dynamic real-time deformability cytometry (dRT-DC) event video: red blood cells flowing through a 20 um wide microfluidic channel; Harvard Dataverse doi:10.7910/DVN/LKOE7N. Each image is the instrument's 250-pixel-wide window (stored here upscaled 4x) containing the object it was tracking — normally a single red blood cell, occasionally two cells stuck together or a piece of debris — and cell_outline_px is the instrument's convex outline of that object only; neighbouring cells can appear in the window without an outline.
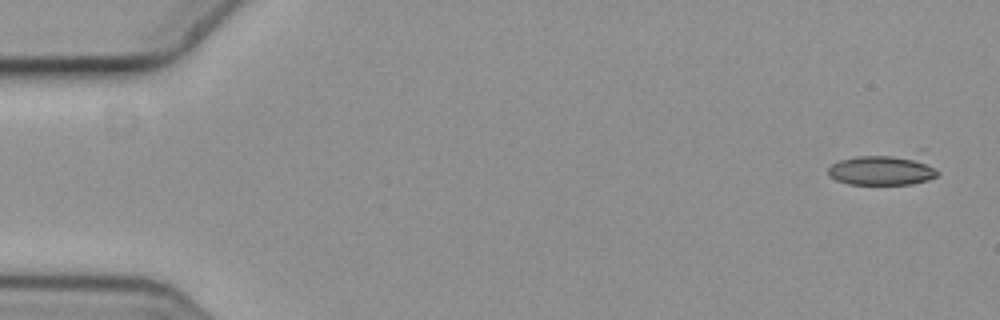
{"species": "common noctule bat (a hibernating species)", "species_latin": "Nyctalus noctula", "temperature_condition": "cold", "stored_images_in_passage": 2, "camera_frame_rate_fps": 3000, "um_per_image_px": 0.085, "animal": {"sex": "female", "body_mass_g": 19.3, "forearm_length_mm": 54.1}, "frame": {"image": 1, "passage_image": 1, "time_ms": 0.0, "image_size_px": [1000, 320], "cell_outline_px": [[940, 172], [936, 176], [928, 180], [912, 184], [848, 184], [836, 180], [828, 176], [828, 168], [832, 164], [840, 160], [856, 156], [916, 156], [936, 168]], "centroid_in_image_um": [74.98, 14.47], "position_along_channel_um": 10.0, "area_um2": 19.13}}